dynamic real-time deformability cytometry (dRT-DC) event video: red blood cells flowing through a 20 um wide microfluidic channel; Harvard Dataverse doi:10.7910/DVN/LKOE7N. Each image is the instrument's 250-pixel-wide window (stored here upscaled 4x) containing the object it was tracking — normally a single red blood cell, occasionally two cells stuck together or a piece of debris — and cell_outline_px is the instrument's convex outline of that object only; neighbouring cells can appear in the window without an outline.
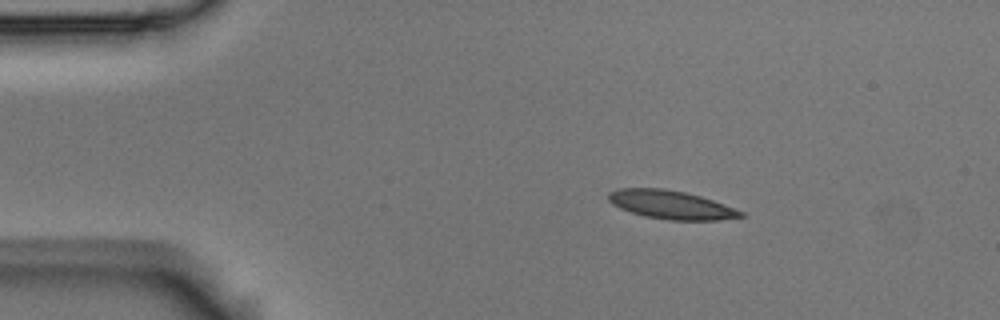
{"species": "Egyptian fruit bat (a non-hibernating species)", "species_latin": "Rousettus aegyptiacus", "temperature_condition": "room temperature", "stored_images_in_passage": 3, "camera_frame_rate_fps": 3000, "um_per_image_px": 0.085, "animal": {"sex": "male"}, "frame": {"image": 1, "passage_image": 1, "time_ms": 0.0, "image_size_px": [1000, 320], "cell_outline_px": [[748, 216], [720, 220], [668, 220], [644, 216], [620, 208], [612, 204], [608, 200], [608, 192], [620, 188], [664, 188], [684, 192], [700, 196], [724, 204], [744, 212]], "centroid_in_image_um": [57.05, 17.41], "position_along_channel_um": 28.0, "area_um2": 22.02}}